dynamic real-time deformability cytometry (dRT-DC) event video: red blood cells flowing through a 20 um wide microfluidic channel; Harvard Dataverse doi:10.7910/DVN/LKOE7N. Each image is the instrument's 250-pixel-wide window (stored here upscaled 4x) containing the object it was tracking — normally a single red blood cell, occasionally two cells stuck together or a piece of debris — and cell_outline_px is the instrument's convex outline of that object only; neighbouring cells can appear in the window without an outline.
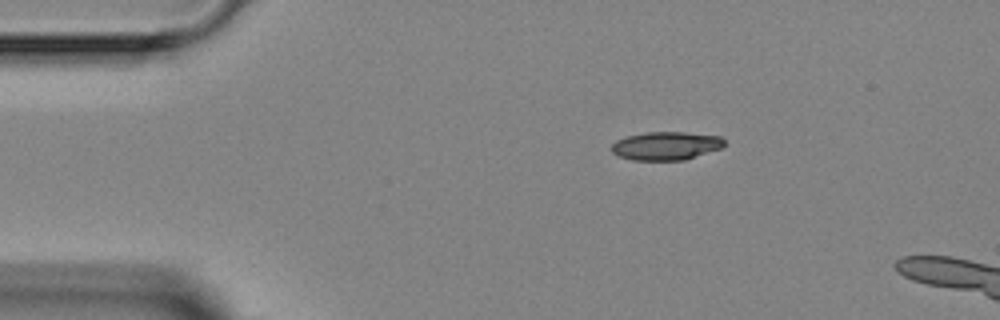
{"species": "Egyptian fruit bat (a non-hibernating species)", "species_latin": "Rousettus aegyptiacus", "temperature_condition": "room temperature", "stored_images_in_passage": 3, "camera_frame_rate_fps": 3000, "um_per_image_px": 0.085, "animal": {"sex": "female"}, "frame": {"image": 1, "passage_image": 1, "time_ms": 0.0, "image_size_px": [1000, 320], "cell_outline_px": [[724, 144], [720, 148], [684, 160], [632, 160], [620, 156], [612, 152], [608, 148], [616, 140], [624, 136], [644, 132], [684, 132], [720, 136], [724, 140]], "centroid_in_image_um": [56.54, 12.38], "position_along_channel_um": 28.5, "area_um2": 18.67}}